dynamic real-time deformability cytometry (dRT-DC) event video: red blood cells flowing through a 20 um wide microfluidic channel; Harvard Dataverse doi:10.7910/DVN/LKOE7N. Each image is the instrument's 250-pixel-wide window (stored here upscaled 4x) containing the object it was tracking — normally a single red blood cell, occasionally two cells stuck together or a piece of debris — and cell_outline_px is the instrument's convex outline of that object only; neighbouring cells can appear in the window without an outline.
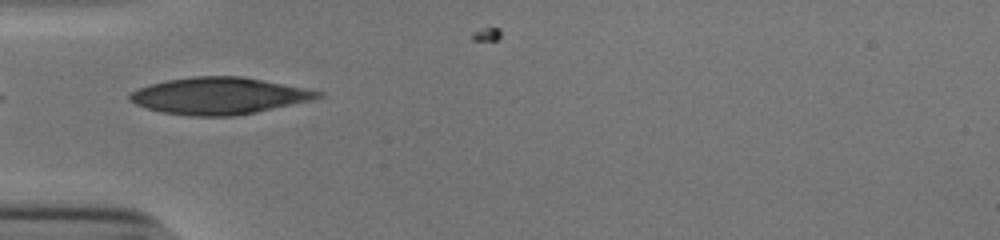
{"species": "human", "species_latin": "Homo sapiens", "temperature_condition": "cold", "stored_images_in_passage": 14, "camera_frame_rate_fps": 3000, "um_per_image_px": 0.085, "donor": {"sex": "male"}, "frame": {"image": 1, "passage_image": 1, "time_ms": 0.0, "image_size_px": [1000, 240], "cell_outline_px": [[324, 96], [308, 100], [256, 112], [236, 116], [192, 116], [160, 112], [144, 108], [128, 100], [128, 96], [132, 92], [148, 84], [168, 80], [196, 76], [240, 76], [304, 88], [324, 92]], "centroid_in_image_um": [18.56, 8.15], "position_along_channel_um": 66.4, "area_um2": 40.0}}